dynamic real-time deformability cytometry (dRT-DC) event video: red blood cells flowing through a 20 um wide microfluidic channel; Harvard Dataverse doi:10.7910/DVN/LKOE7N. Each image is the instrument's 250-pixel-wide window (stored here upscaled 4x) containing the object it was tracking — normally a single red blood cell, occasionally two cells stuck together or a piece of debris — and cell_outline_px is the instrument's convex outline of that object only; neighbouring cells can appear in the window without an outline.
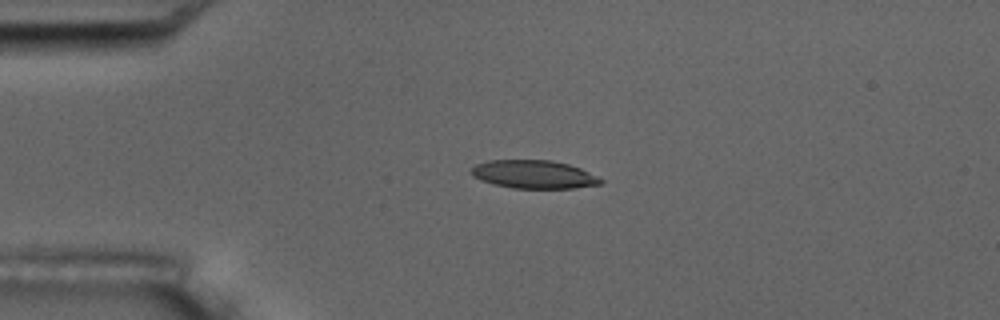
{"species": "common noctule bat (a hibernating species)", "species_latin": "Nyctalus noctula", "temperature_condition": "room temperature", "stored_images_in_passage": 6, "camera_frame_rate_fps": 3000, "um_per_image_px": 0.085, "animal": {"sex": "male", "body_mass_g": 17.5, "forearm_length_mm": 52.3}, "frame": {"image": 1, "passage_image": 4, "time_ms": 3.333, "image_size_px": [1000, 320], "cell_outline_px": [[604, 180], [600, 184], [576, 188], [512, 188], [480, 180], [472, 176], [468, 172], [468, 168], [476, 164], [488, 160], [552, 160], [568, 164], [580, 168]], "centroid_in_image_um": [45.31, 14.81], "position_along_channel_um": 39.7, "area_um2": 21.39}}